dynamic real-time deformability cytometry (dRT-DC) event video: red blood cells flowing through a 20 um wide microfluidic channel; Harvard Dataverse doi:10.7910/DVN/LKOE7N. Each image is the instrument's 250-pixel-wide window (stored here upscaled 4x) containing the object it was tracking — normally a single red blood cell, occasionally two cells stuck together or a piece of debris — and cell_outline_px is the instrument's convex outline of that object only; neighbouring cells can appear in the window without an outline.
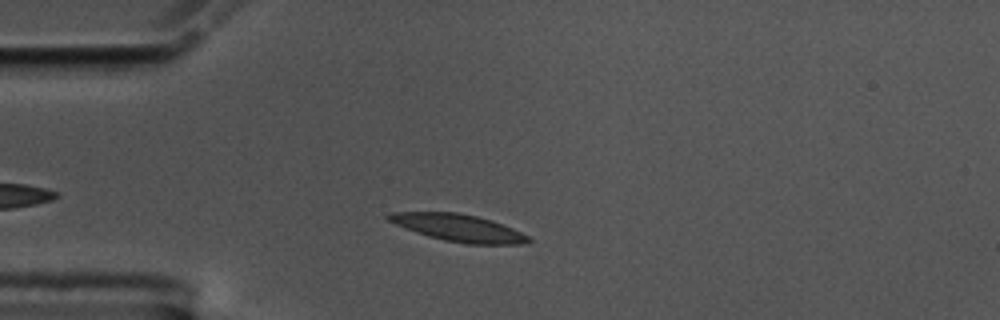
{"species": "common noctule bat (a hibernating species)", "species_latin": "Nyctalus noctula", "temperature_condition": "cold", "stored_images_in_passage": 47, "camera_frame_rate_fps": 3000, "um_per_image_px": 0.085, "animal": {"sex": "male", "body_mass_g": 17.5, "forearm_length_mm": 52.3}, "frame": {"image": 1, "passage_image": 8, "time_ms": 2.333, "image_size_px": [1000, 320], "cell_outline_px": [[532, 240], [528, 244], [468, 244], [444, 240], [428, 236], [416, 232], [396, 224], [388, 220], [384, 216], [388, 212], [456, 212], [476, 216], [492, 220], [512, 228], [528, 236]], "centroid_in_image_um": [38.97, 19.36], "position_along_channel_um": 46.0, "area_um2": 22.08}}
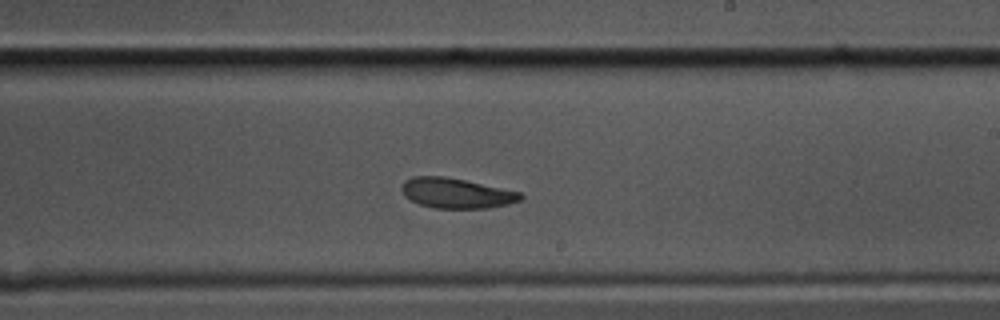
{"frame": {"image": 2, "passage_image": 27, "time_ms": 8.667, "image_size_px": [1000, 320], "cell_outline_px": [[524, 196], [520, 200], [508, 204], [488, 208], [436, 208], [420, 204], [404, 196], [400, 188], [404, 180], [412, 176], [444, 176], [464, 180], [520, 192]], "centroid_in_image_um": [38.75, 16.41], "position_along_channel_um": 250.2, "area_um2": 20.75}}
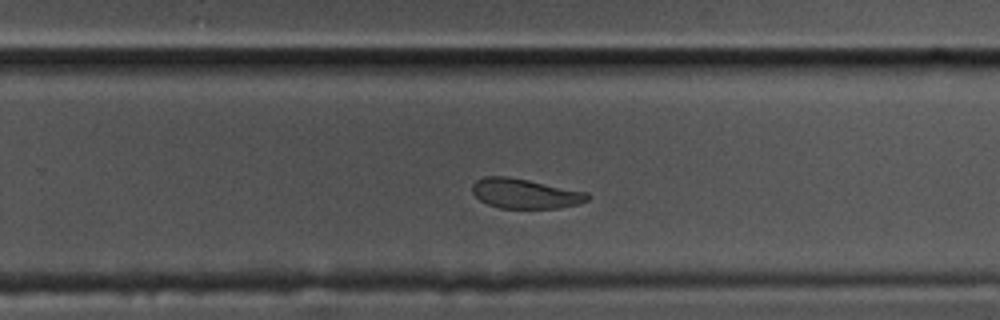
{"frame": {"image": 3, "passage_image": 30, "time_ms": 9.667, "image_size_px": [1000, 320], "cell_outline_px": [[592, 196], [588, 200], [580, 204], [556, 208], [500, 208], [488, 204], [480, 200], [472, 192], [472, 184], [476, 180], [484, 176], [508, 176], [588, 192]], "centroid_in_image_um": [44.65, 16.45], "position_along_channel_um": 285.2, "area_um2": 20.11}, "authors_computed_cell_mechanics": {"area_um2": 21.5594, "velocity_mm_per_s": 3.4968, "shape_relaxation_time_tau1_ms": 4.8815, "shape_relaxation_time_tau2_ms": 4.1161, "deformation_change_tau1": 0.1157, "deformation_change_tau2": 0.097}}